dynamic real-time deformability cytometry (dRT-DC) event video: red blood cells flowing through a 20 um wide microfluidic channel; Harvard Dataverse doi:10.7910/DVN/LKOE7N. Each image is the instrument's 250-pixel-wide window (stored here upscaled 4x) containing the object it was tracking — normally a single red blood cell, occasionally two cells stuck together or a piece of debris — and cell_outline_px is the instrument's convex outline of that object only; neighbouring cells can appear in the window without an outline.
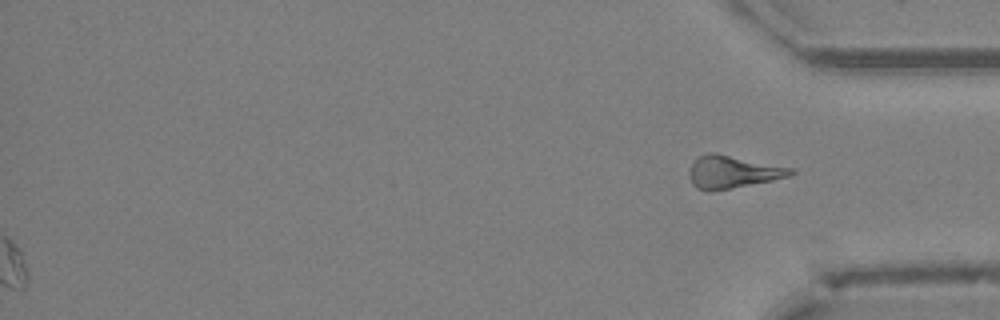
{"species": "Egyptian fruit bat (a non-hibernating species)", "species_latin": "Rousettus aegyptiacus", "temperature_condition": "cold", "stored_images_in_passage": 42, "segment_of_instrument_passage": [2, 2], "camera_frame_rate_fps": 3000, "um_per_image_px": 0.085, "animal": {"sex": "female"}, "frame": {"image": 1, "passage_image": 42, "time_ms": 13.667, "image_size_px": [1000, 320], "cell_outline_px": [[796, 172], [788, 176], [772, 180], [712, 192], [708, 192], [696, 188], [692, 184], [688, 176], [692, 164], [700, 156], [708, 152], [716, 152], [796, 168]], "centroid_in_image_um": [62.29, 14.61], "position_along_channel_um": 372.9, "area_um2": 19.54}}